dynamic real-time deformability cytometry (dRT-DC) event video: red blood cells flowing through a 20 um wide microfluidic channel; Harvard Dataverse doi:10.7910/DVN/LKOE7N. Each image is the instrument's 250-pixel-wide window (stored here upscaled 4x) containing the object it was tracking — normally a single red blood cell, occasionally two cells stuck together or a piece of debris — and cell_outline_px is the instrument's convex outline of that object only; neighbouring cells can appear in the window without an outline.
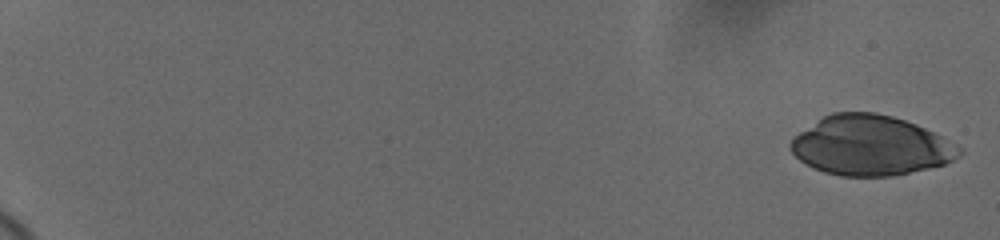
{"species": "human", "species_latin": "Homo sapiens", "temperature_condition": "cold", "stored_images_in_passage": 7, "camera_frame_rate_fps": 3000, "um_per_image_px": 0.085, "donor": {"sex": "female"}, "frame": {"image": 1, "passage_image": 1, "time_ms": 0.0, "image_size_px": [1000, 240], "cell_outline_px": [[964, 152], [960, 156], [944, 164], [928, 168], [892, 176], [840, 176], [824, 172], [812, 168], [800, 160], [788, 148], [788, 144], [792, 136], [824, 116], [832, 112], [876, 112], [892, 116], [916, 124], [964, 148]], "centroid_in_image_um": [73.97, 12.37], "position_along_channel_um": 11.0, "area_um2": 58.9}}